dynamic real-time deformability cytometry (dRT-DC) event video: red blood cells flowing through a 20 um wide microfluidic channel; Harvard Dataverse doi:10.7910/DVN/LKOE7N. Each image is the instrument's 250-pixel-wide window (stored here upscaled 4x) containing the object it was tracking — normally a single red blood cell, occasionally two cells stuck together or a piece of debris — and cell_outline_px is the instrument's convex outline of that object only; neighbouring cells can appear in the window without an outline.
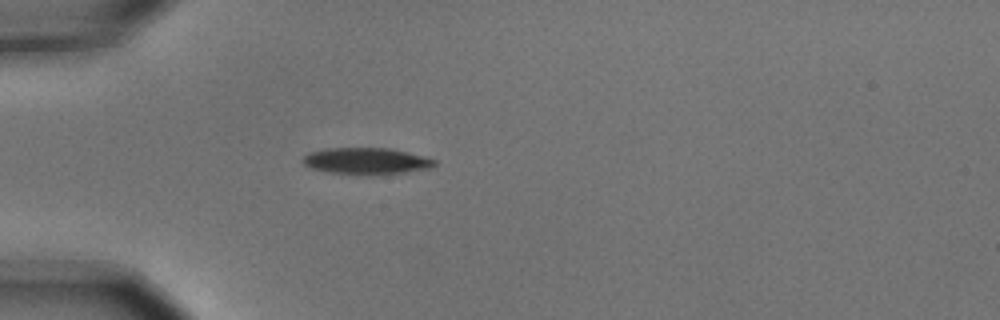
{"species": "common noctule bat (a hibernating species)", "species_latin": "Nyctalus noctula", "temperature_condition": "cold", "stored_images_in_passage": 2, "camera_frame_rate_fps": 3000, "um_per_image_px": 0.085, "animal": {"sex": "male", "body_mass_g": 15.6}, "frame": {"image": 1, "passage_image": 2, "time_ms": 0.333, "image_size_px": [1000, 320], "cell_outline_px": [[436, 164], [432, 168], [404, 172], [372, 176], [364, 176], [328, 172], [312, 168], [304, 164], [300, 160], [308, 152], [328, 148], [392, 148], [408, 152], [436, 160]], "centroid_in_image_um": [31.13, 13.7], "position_along_channel_um": 53.9, "area_um2": 20.75}}